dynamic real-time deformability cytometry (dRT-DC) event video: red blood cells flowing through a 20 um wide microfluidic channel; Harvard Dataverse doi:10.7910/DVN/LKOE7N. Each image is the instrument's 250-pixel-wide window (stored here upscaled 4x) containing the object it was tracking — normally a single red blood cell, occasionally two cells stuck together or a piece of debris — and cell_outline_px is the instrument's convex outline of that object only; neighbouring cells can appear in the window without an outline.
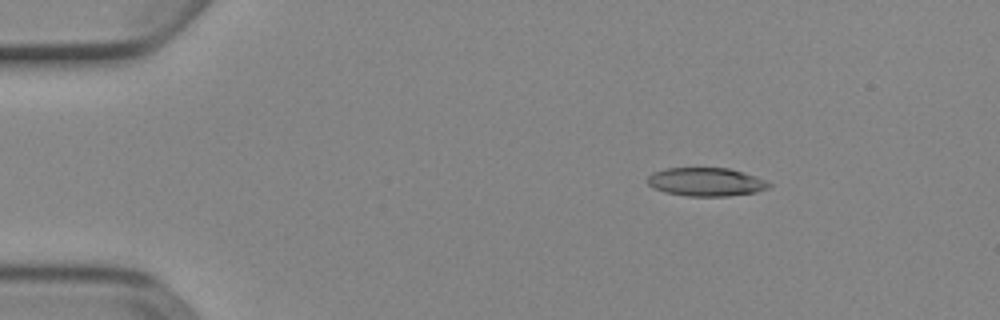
{"species": "Egyptian fruit bat (a non-hibernating species)", "species_latin": "Rousettus aegyptiacus", "temperature_condition": "cold", "stored_images_in_passage": 4, "camera_frame_rate_fps": 3000, "um_per_image_px": 0.085, "animal": {"sex": "female"}, "frame": {"image": 1, "passage_image": 2, "time_ms": 0.333, "image_size_px": [1000, 320], "cell_outline_px": [[772, 184], [768, 188], [756, 192], [728, 196], [688, 196], [664, 192], [652, 188], [644, 180], [652, 172], [664, 168], [728, 168], [764, 180]], "centroid_in_image_um": [59.92, 15.47], "position_along_channel_um": 25.1, "area_um2": 20.11}}